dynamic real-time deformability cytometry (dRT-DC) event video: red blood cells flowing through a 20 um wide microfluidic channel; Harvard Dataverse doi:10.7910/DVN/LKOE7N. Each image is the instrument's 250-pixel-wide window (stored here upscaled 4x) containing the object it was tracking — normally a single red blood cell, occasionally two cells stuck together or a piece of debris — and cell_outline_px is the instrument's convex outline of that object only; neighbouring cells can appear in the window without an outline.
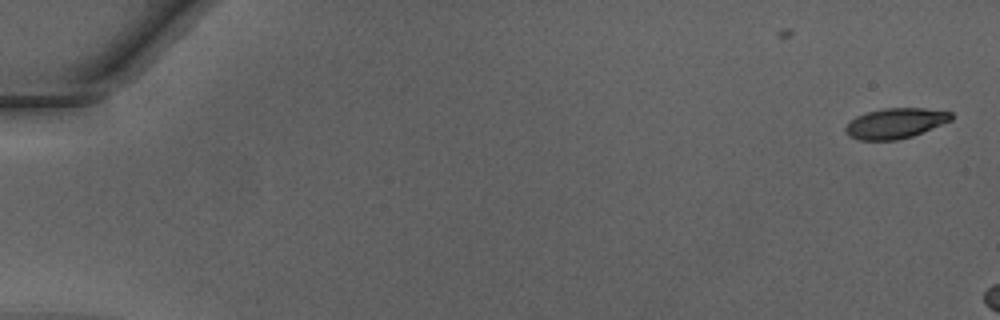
{"species": "Egyptian fruit bat (a non-hibernating species)", "species_latin": "Rousettus aegyptiacus", "temperature_condition": "warm", "stored_images_in_passage": 4, "camera_frame_rate_fps": 3000, "um_per_image_px": 0.085, "animal": {"sex": "male"}, "frame": {"image": 1, "passage_image": 1, "time_ms": 0.0, "image_size_px": [1000, 320], "cell_outline_px": [[952, 120], [912, 136], [896, 140], [860, 140], [848, 136], [844, 132], [844, 128], [856, 116], [868, 112], [884, 108], [924, 108], [952, 112]], "centroid_in_image_um": [76.09, 10.48], "position_along_channel_um": 8.9, "area_um2": 18.55}}